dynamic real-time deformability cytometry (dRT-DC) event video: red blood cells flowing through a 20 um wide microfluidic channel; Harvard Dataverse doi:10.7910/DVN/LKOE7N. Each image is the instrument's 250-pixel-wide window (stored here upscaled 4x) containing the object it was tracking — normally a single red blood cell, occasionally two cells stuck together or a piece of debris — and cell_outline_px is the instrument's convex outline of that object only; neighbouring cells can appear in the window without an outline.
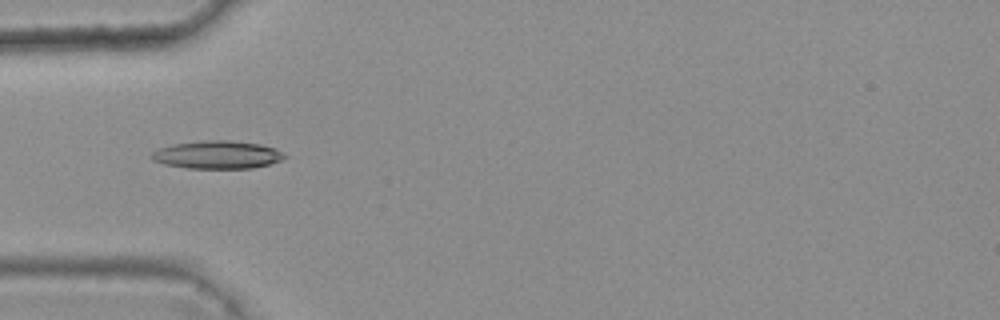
{"species": "common noctule bat (a hibernating species)", "species_latin": "Nyctalus noctula", "temperature_condition": "warm", "stored_images_in_passage": 6, "camera_frame_rate_fps": 3000, "um_per_image_px": 0.085, "animal": {"sex": "female", "body_mass_g": 25.1}, "frame": {"image": 1, "passage_image": 5, "time_ms": 1.333, "image_size_px": [1000, 320], "cell_outline_px": [[288, 156], [280, 160], [268, 164], [252, 168], [188, 168], [164, 164], [152, 160], [148, 156], [152, 152], [160, 148], [172, 144], [204, 140], [232, 140], [260, 144], [276, 148]], "centroid_in_image_um": [18.45, 13.14], "position_along_channel_um": 66.5, "area_um2": 21.73}}
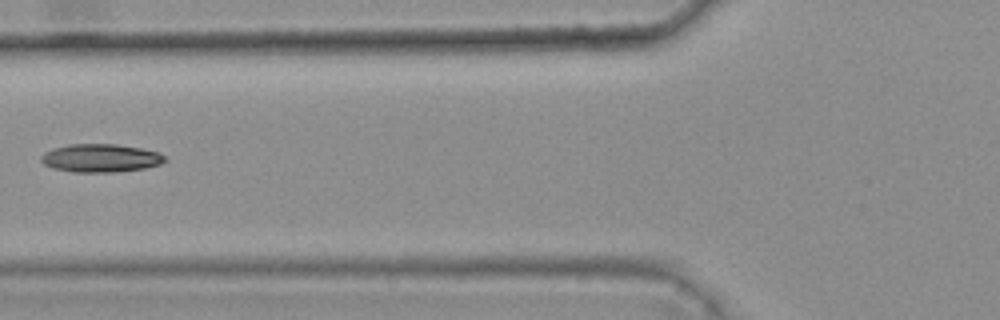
{"frame": {"image": 2, "passage_image": 6, "time_ms": 1.667, "image_size_px": [1000, 320], "cell_outline_px": [[168, 160], [160, 164], [144, 168], [112, 172], [72, 172], [52, 168], [44, 164], [40, 160], [40, 156], [44, 152], [52, 148], [68, 144], [116, 144], [140, 148], [156, 152], [164, 156]], "centroid_in_image_um": [8.5, 13.43], "position_along_channel_um": 117.3, "area_um2": 20.35}}